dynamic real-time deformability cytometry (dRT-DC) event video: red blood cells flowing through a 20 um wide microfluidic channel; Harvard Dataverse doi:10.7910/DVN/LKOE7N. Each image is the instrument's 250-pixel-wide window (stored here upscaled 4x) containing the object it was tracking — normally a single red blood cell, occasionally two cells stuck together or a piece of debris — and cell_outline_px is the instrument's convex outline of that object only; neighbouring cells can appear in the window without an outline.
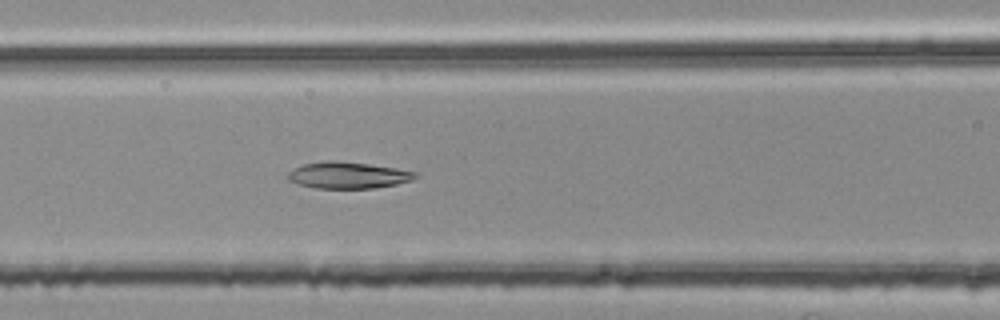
{"species": "common noctule bat (a hibernating species)", "species_latin": "Nyctalus noctula", "temperature_condition": "room temperature", "stored_images_in_passage": 45, "camera_frame_rate_fps": 3000, "um_per_image_px": 0.085, "animal": {"sex": "female", "body_mass_g": 25.1}, "frame": {"image": 1, "passage_image": 17, "time_ms": 5.333, "image_size_px": [1000, 320], "cell_outline_px": [[420, 176], [412, 180], [396, 184], [372, 188], [316, 188], [300, 184], [288, 180], [284, 176], [292, 168], [304, 164], [324, 160], [336, 160], [368, 164], [396, 168], [416, 172]], "centroid_in_image_um": [29.55, 14.88], "position_along_channel_um": 137.1, "area_um2": 19.83}}
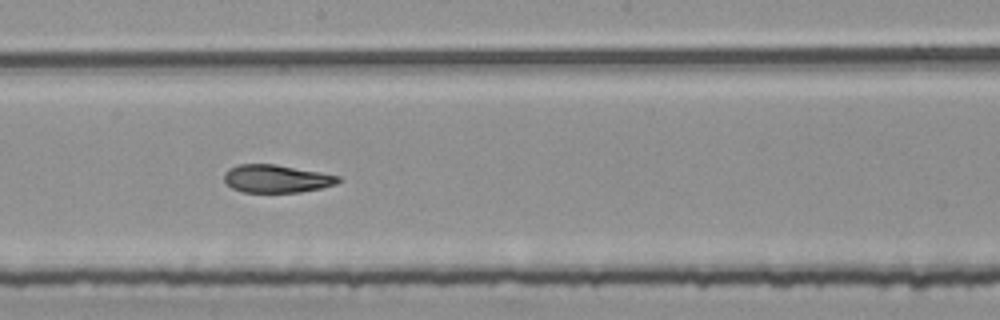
{"frame": {"image": 2, "passage_image": 24, "time_ms": 7.667, "image_size_px": [1000, 320], "cell_outline_px": [[340, 180], [336, 184], [320, 188], [300, 192], [244, 192], [232, 188], [224, 180], [224, 172], [228, 168], [240, 164], [276, 164], [320, 172], [340, 176]], "centroid_in_image_um": [23.48, 15.18], "position_along_channel_um": 224.7, "area_um2": 18.5}}
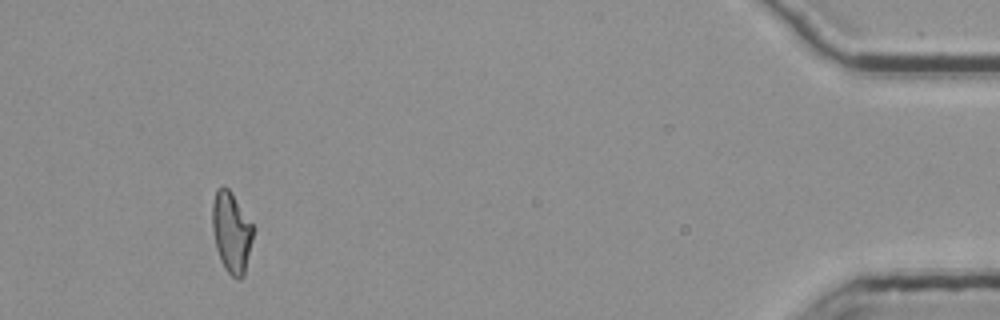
{"frame": {"image": 3, "passage_image": 45, "time_ms": 14.667, "image_size_px": [1000, 320], "cell_outline_px": [[256, 228], [244, 276], [240, 280], [236, 280], [224, 268], [220, 260], [216, 248], [212, 228], [212, 204], [216, 188], [224, 184], [228, 188]], "centroid_in_image_um": [19.69, 19.75], "position_along_channel_um": 415.5, "area_um2": 19.71}, "authors_computed_cell_mechanics": {"area_um2": 19.2474, "velocity_mm_per_s": 3.7657, "shape_relaxation_time_tau1_ms": null, "shape_relaxation_time_tau2_ms": 3.7144, "deformation_change_tau1": null, "deformation_change_tau2": 0.12}}